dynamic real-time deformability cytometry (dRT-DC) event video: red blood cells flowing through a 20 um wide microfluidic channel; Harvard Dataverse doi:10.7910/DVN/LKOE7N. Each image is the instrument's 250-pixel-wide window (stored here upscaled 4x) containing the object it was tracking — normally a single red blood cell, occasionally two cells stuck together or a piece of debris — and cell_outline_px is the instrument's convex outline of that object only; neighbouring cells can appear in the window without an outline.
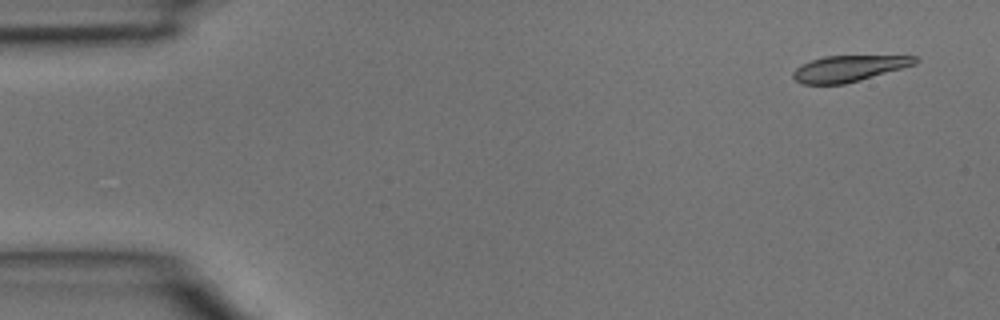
{"species": "common noctule bat (a hibernating species)", "species_latin": "Nyctalus noctula", "temperature_condition": "room temperature", "stored_images_in_passage": 4, "camera_frame_rate_fps": 3000, "um_per_image_px": 0.085, "animal": {"sex": "male", "body_mass_g": 15.6}, "frame": {"image": 1, "passage_image": 1, "time_ms": 0.0, "image_size_px": [1000, 320], "cell_outline_px": [[920, 60], [916, 64], [860, 80], [844, 84], [800, 84], [792, 76], [792, 72], [800, 64], [824, 56], [916, 56]], "centroid_in_image_um": [72.12, 5.82], "position_along_channel_um": 12.9, "area_um2": 18.5}}
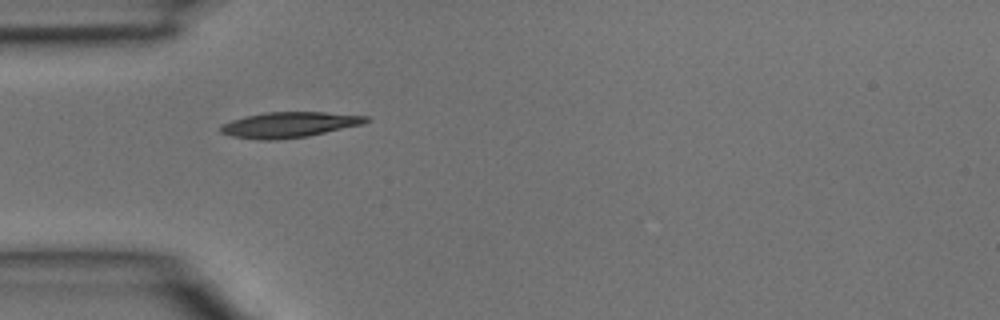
{"frame": {"image": 2, "passage_image": 4, "time_ms": 1.0, "image_size_px": [1000, 320], "cell_outline_px": [[372, 120], [364, 124], [304, 136], [276, 140], [260, 140], [232, 136], [220, 132], [220, 124], [244, 116], [264, 112], [324, 112], [368, 116]], "centroid_in_image_um": [24.56, 10.59], "position_along_channel_um": 60.4, "area_um2": 21.56}}